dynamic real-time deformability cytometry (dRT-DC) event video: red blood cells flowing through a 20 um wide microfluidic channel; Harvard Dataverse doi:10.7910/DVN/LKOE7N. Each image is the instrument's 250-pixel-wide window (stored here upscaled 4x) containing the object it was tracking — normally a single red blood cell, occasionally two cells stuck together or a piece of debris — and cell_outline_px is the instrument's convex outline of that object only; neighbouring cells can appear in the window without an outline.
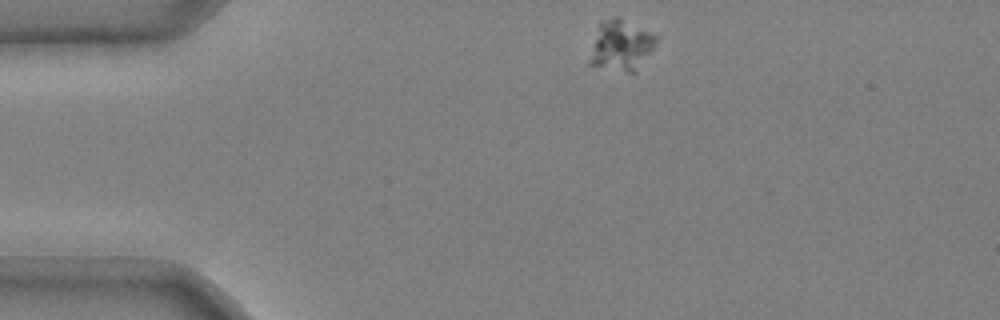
{"species": "common noctule bat (a hibernating species)", "species_latin": "Nyctalus noctula", "temperature_condition": "cold", "stored_images_in_passage": 37, "camera_frame_rate_fps": 3000, "um_per_image_px": 0.085, "animal": {"sex": "male", "body_mass_g": 20.4}, "frame": {"image": 1, "passage_image": 1, "time_ms": 0.0, "image_size_px": [1000, 320], "cell_outline_px": [[660, 36], [656, 44], [636, 72], [628, 72], [588, 64], [588, 60], [600, 20], [612, 16], [616, 16]], "centroid_in_image_um": [52.8, 3.83], "position_along_channel_um": 32.2, "area_um2": 19.59}}
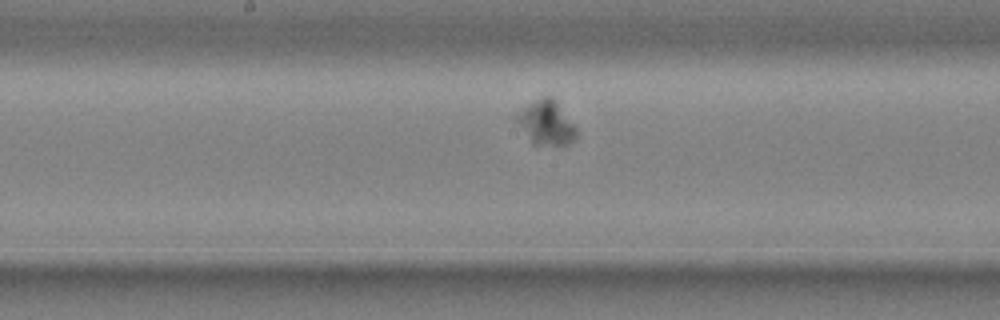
{"frame": {"image": 2, "passage_image": 19, "time_ms": 6.0, "image_size_px": [1000, 320], "cell_outline_px": [[576, 136], [568, 144], [532, 144], [512, 116], [528, 104], [544, 96], [552, 96], [556, 100], [576, 128]], "centroid_in_image_um": [46.38, 10.41], "position_along_channel_um": 201.8, "area_um2": 15.2}}
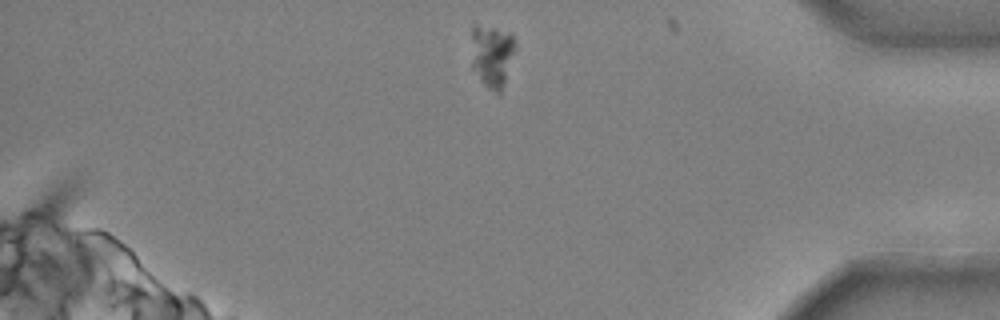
{"frame": {"image": 3, "passage_image": 37, "time_ms": 12.0, "image_size_px": [1000, 320], "cell_outline_px": [[516, 48], [504, 84], [500, 92], [496, 92], [488, 88], [484, 84], [472, 68], [472, 24], [476, 24], [508, 32], [512, 36], [516, 44]], "centroid_in_image_um": [41.82, 4.71], "position_along_channel_um": 393.4, "area_um2": 15.9}}